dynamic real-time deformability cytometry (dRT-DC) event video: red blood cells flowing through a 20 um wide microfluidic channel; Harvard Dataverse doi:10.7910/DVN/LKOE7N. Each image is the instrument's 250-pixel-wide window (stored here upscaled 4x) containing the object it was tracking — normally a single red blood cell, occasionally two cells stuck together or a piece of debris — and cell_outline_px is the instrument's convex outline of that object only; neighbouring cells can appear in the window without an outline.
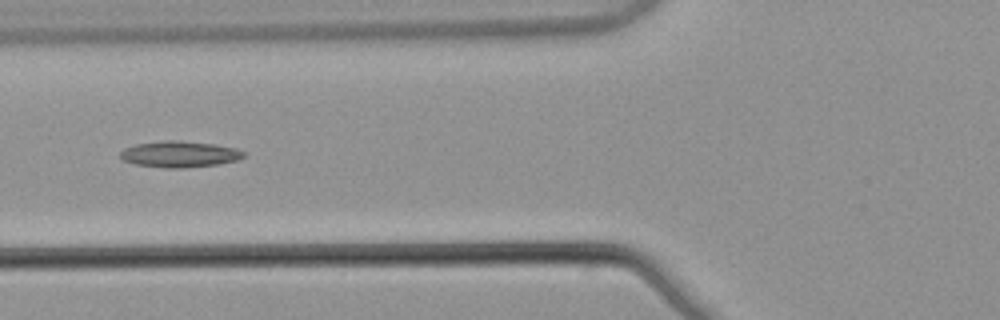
{"species": "common noctule bat (a hibernating species)", "species_latin": "Nyctalus noctula", "temperature_condition": "warm", "stored_images_in_passage": 6, "camera_frame_rate_fps": 3000, "um_per_image_px": 0.085, "animal": {"sex": "male", "body_mass_g": 21.5, "forearm_length_mm": 52.0}, "frame": {"image": 1, "passage_image": 6, "time_ms": 1.667, "image_size_px": [1000, 320], "cell_outline_px": [[244, 156], [236, 160], [216, 164], [184, 168], [164, 168], [136, 164], [124, 160], [120, 156], [120, 152], [124, 148], [136, 144], [164, 140], [176, 140], [216, 144], [236, 148], [244, 152]], "centroid_in_image_um": [15.25, 13.1], "position_along_channel_um": 110.6, "area_um2": 18.73}}